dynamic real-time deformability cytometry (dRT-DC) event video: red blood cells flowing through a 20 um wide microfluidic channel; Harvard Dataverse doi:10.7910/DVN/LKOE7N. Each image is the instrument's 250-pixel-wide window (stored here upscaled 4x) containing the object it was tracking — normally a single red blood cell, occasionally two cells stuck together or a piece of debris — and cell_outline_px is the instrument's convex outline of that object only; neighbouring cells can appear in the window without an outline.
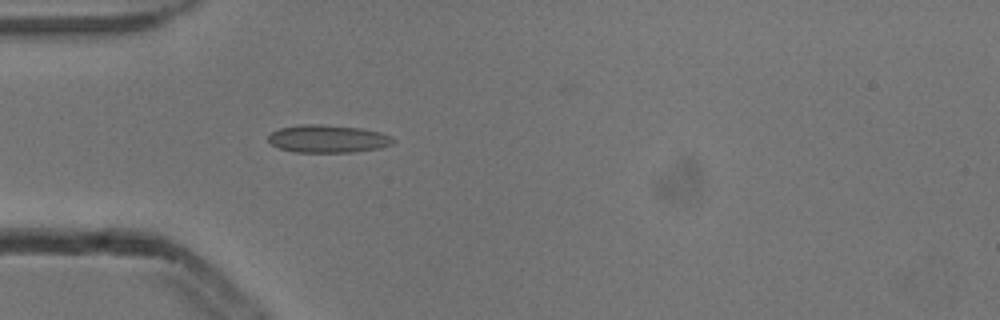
{"species": "common noctule bat (a hibernating species)", "species_latin": "Nyctalus noctula", "temperature_condition": "cold", "stored_images_in_passage": 6, "camera_frame_rate_fps": 3000, "um_per_image_px": 0.085, "animal": {"sex": "male", "body_mass_g": 13.3}, "frame": {"image": 1, "passage_image": 6, "time_ms": 1.667, "image_size_px": [1000, 320], "cell_outline_px": [[396, 140], [392, 144], [380, 148], [352, 152], [296, 152], [280, 148], [272, 144], [268, 140], [268, 136], [272, 132], [280, 128], [300, 124], [320, 124], [360, 128], [380, 132], [392, 136]], "centroid_in_image_um": [27.89, 11.79], "position_along_channel_um": 57.1, "area_um2": 20.17}}